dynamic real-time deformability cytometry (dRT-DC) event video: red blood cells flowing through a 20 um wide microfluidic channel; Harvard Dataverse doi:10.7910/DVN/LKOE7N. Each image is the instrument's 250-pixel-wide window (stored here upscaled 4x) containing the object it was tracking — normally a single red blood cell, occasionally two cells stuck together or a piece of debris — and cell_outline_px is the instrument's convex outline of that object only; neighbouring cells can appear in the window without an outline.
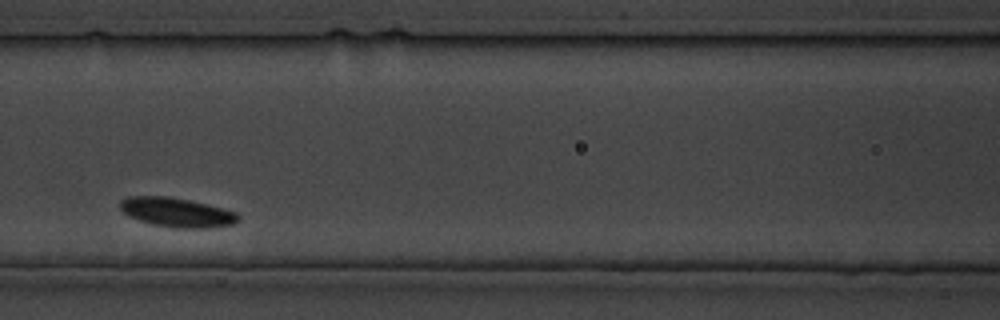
{"species": "common noctule bat (a hibernating species)", "species_latin": "Nyctalus noctula", "temperature_condition": "cold", "stored_images_in_passage": 20, "camera_frame_rate_fps": 3000, "um_per_image_px": 0.085, "animal": {"sex": "male", "body_mass_g": 19.5, "forearm_length_mm": 54.6}, "frame": {"image": 1, "passage_image": 6, "time_ms": 6.667, "image_size_px": [1000, 320], "cell_outline_px": [[240, 220], [236, 224], [208, 228], [176, 228], [152, 224], [128, 216], [120, 208], [120, 200], [128, 196], [168, 196], [208, 204], [224, 208], [236, 212], [240, 216]], "centroid_in_image_um": [15.07, 18.05], "position_along_channel_um": 151.5, "area_um2": 20.35}}